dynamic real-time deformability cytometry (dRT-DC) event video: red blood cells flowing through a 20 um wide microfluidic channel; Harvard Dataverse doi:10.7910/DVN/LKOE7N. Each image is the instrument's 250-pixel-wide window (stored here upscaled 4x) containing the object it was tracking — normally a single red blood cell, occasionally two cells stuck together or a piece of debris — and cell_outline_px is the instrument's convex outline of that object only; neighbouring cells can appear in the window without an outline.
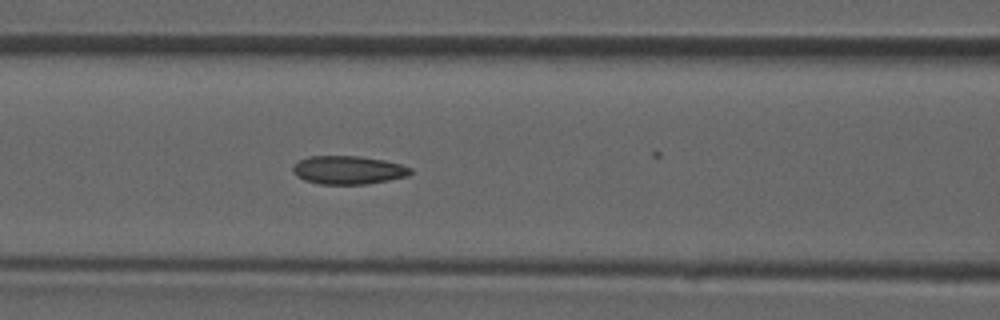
{"species": "common noctule bat (a hibernating species)", "species_latin": "Nyctalus noctula", "temperature_condition": "room temperature", "stored_images_in_passage": 28, "camera_frame_rate_fps": 3000, "um_per_image_px": 0.085, "animal": {"sex": "male", "forearm_length_mm": 52.5}, "frame": {"image": 1, "passage_image": 12, "time_ms": 3.667, "image_size_px": [1000, 320], "cell_outline_px": [[412, 172], [408, 176], [368, 184], [320, 184], [304, 180], [296, 176], [292, 172], [292, 168], [300, 160], [308, 156], [360, 156], [384, 160], [400, 164], [412, 168]], "centroid_in_image_um": [29.6, 14.45], "position_along_channel_um": 137.0, "area_um2": 19.48}}
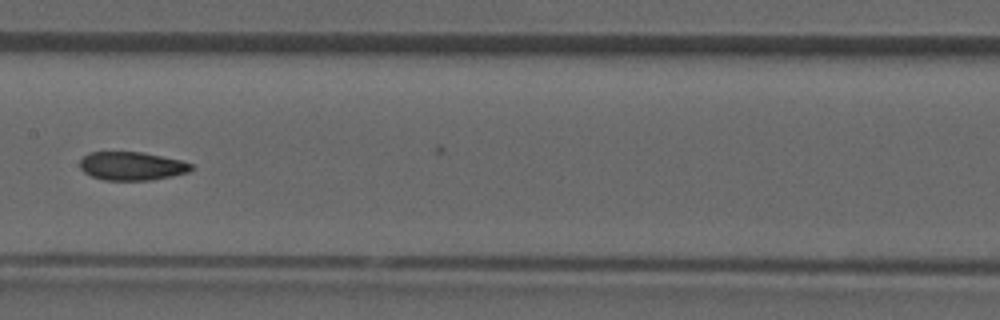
{"frame": {"image": 2, "passage_image": 16, "time_ms": 5.0, "image_size_px": [1000, 320], "cell_outline_px": [[192, 168], [188, 172], [172, 176], [148, 180], [104, 180], [92, 176], [84, 172], [80, 168], [80, 160], [88, 152], [144, 152], [180, 160], [192, 164]], "centroid_in_image_um": [11.18, 14.11], "position_along_channel_um": 196.2, "area_um2": 18.38}}